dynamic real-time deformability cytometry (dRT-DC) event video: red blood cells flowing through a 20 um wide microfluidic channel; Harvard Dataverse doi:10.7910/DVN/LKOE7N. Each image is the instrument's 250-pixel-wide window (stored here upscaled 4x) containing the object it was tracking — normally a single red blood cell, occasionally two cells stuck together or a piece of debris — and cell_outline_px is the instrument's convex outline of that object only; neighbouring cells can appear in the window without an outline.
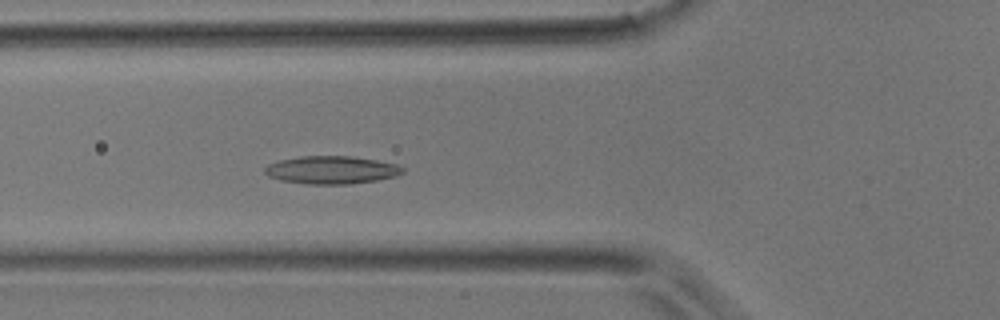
{"species": "common noctule bat (a hibernating species)", "species_latin": "Nyctalus noctula", "temperature_condition": "room temperature", "stored_images_in_passage": 43, "camera_frame_rate_fps": 3000, "um_per_image_px": 0.085, "animal": {"sex": "male", "body_mass_g": 17.9}, "frame": {"image": 1, "passage_image": 15, "time_ms": 4.667, "image_size_px": [1000, 320], "cell_outline_px": [[404, 172], [396, 176], [376, 180], [348, 184], [308, 184], [280, 180], [268, 176], [264, 172], [264, 168], [268, 164], [280, 160], [300, 156], [352, 156], [376, 160], [396, 164], [404, 168]], "centroid_in_image_um": [28.16, 14.44], "position_along_channel_um": 97.6, "area_um2": 22.37}}
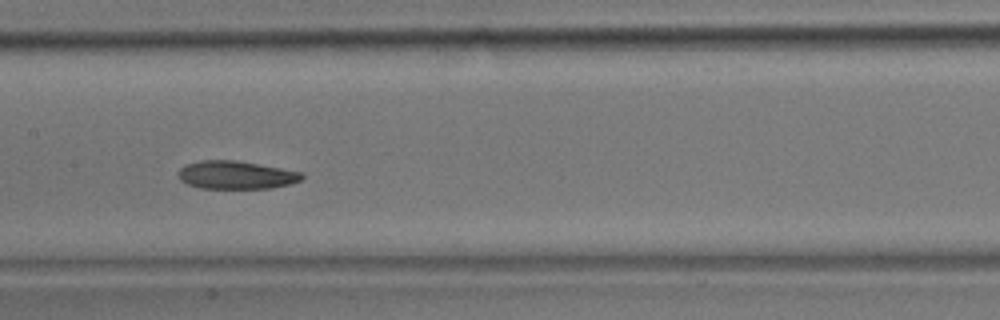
{"frame": {"image": 2, "passage_image": 21, "time_ms": 6.667, "image_size_px": [1000, 320], "cell_outline_px": [[304, 176], [300, 180], [288, 184], [272, 188], [200, 188], [188, 184], [180, 180], [176, 176], [176, 172], [184, 164], [200, 160], [232, 160], [304, 172]], "centroid_in_image_um": [20.0, 14.87], "position_along_channel_um": 187.4, "area_um2": 20.23}}
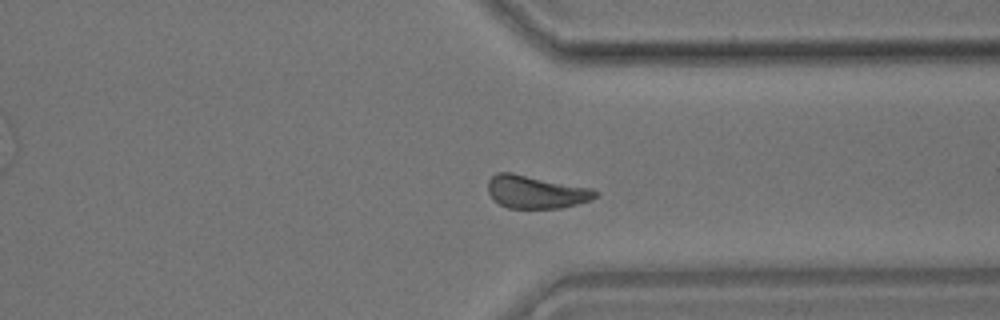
{"frame": {"image": 3, "passage_image": 33, "time_ms": 10.667, "image_size_px": [1000, 320], "cell_outline_px": [[596, 196], [592, 200], [560, 208], [508, 208], [500, 204], [488, 192], [488, 180], [496, 172], [512, 172], [592, 188], [596, 192]], "centroid_in_image_um": [45.54, 16.3], "position_along_channel_um": 365.9, "area_um2": 20.52}}